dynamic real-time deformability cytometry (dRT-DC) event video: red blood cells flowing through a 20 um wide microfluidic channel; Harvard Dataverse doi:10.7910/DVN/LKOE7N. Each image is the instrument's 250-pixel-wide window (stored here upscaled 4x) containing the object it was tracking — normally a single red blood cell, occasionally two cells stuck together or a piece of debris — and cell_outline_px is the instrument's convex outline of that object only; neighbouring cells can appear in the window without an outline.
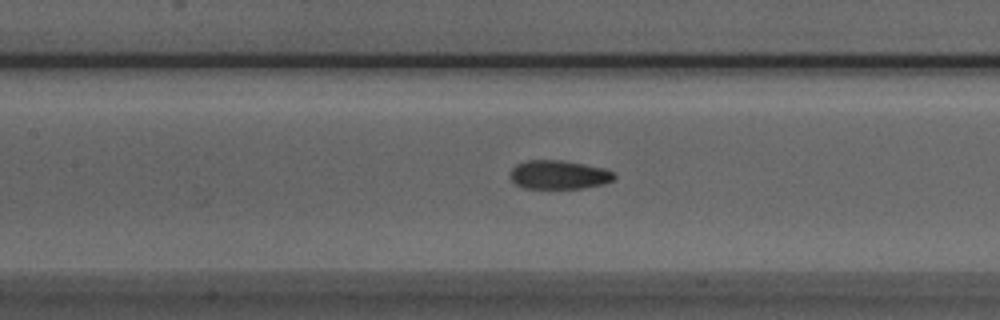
{"species": "Egyptian fruit bat (a non-hibernating species)", "species_latin": "Rousettus aegyptiacus", "temperature_condition": "room temperature", "stored_images_in_passage": 37, "camera_frame_rate_fps": 3000, "um_per_image_px": 0.085, "animal": {"sex": "male"}, "frame": {"image": 1, "passage_image": 8, "time_ms": 2.333, "image_size_px": [1000, 320], "cell_outline_px": [[616, 176], [612, 180], [604, 184], [580, 188], [524, 188], [516, 184], [508, 176], [512, 168], [516, 164], [524, 160], [560, 160], [584, 164], [604, 168], [612, 172]], "centroid_in_image_um": [47.46, 14.84], "position_along_channel_um": 159.9, "area_um2": 17.46}}
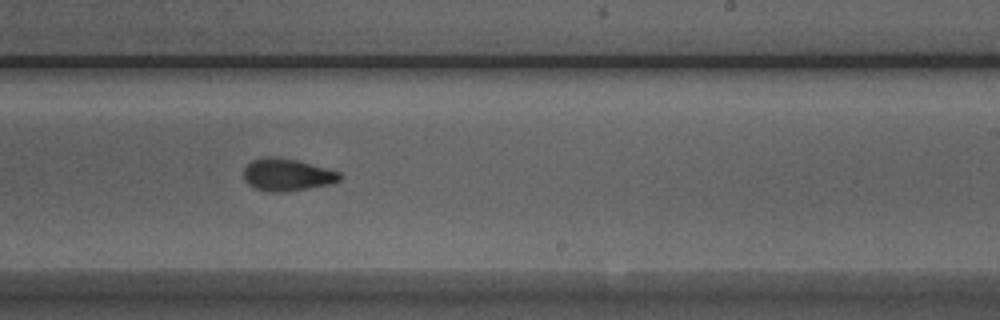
{"frame": {"image": 2, "passage_image": 16, "time_ms": 5.0, "image_size_px": [1000, 320], "cell_outline_px": [[340, 180], [332, 184], [284, 192], [272, 192], [252, 188], [244, 180], [244, 168], [252, 160], [264, 156], [276, 156], [296, 160], [340, 172]], "centroid_in_image_um": [24.36, 14.85], "position_along_channel_um": 264.6, "area_um2": 18.15}}
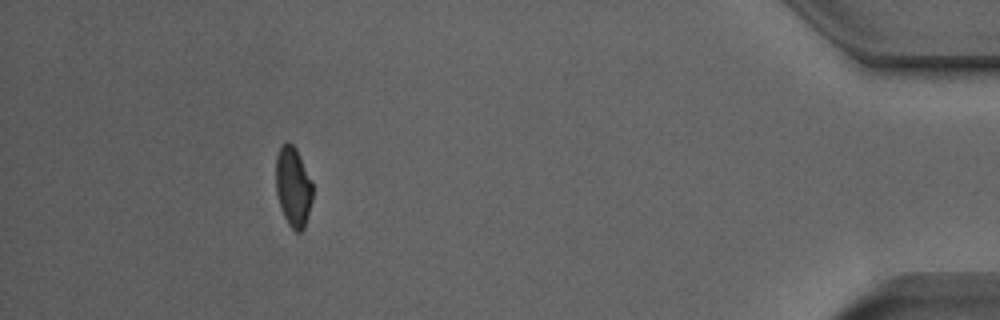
{"frame": {"image": 3, "passage_image": 32, "time_ms": 10.333, "image_size_px": [1000, 320], "cell_outline_px": [[312, 200], [304, 228], [300, 232], [296, 232], [288, 224], [280, 208], [276, 192], [276, 156], [280, 148], [288, 140], [296, 148], [312, 180]], "centroid_in_image_um": [24.92, 15.87], "position_along_channel_um": 410.3, "area_um2": 17.17}}